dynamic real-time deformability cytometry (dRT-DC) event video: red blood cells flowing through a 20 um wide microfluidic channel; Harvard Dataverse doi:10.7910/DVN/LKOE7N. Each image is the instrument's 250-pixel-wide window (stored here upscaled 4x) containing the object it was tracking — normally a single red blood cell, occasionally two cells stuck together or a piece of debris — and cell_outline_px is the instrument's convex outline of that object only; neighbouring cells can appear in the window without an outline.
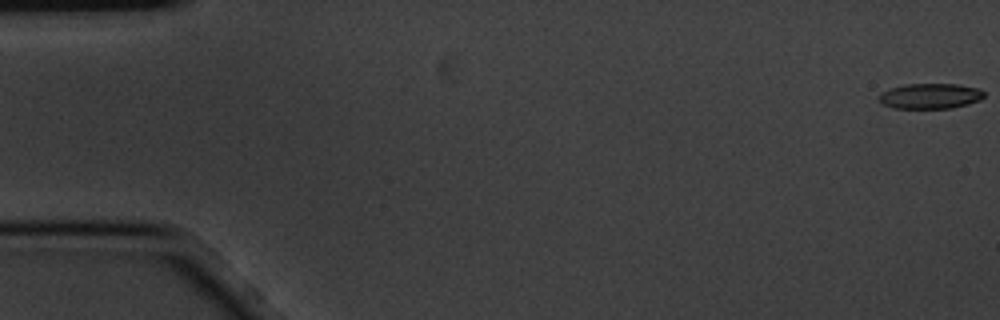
{"species": "common noctule bat (a hibernating species)", "species_latin": "Nyctalus noctula", "temperature_condition": "cold", "stored_images_in_passage": 11, "camera_frame_rate_fps": 3000, "um_per_image_px": 0.085, "animal": {"sex": "male", "body_mass_g": 20.1, "forearm_length_mm": 53.5}, "frame": {"image": 1, "passage_image": 1, "time_ms": 0.0, "image_size_px": [1000, 320], "cell_outline_px": [[984, 96], [980, 100], [968, 104], [952, 108], [892, 108], [880, 104], [876, 100], [880, 92], [888, 88], [904, 84], [956, 84], [980, 88], [984, 92]], "centroid_in_image_um": [79.0, 8.16], "position_along_channel_um": 6.0, "area_um2": 15.9}}
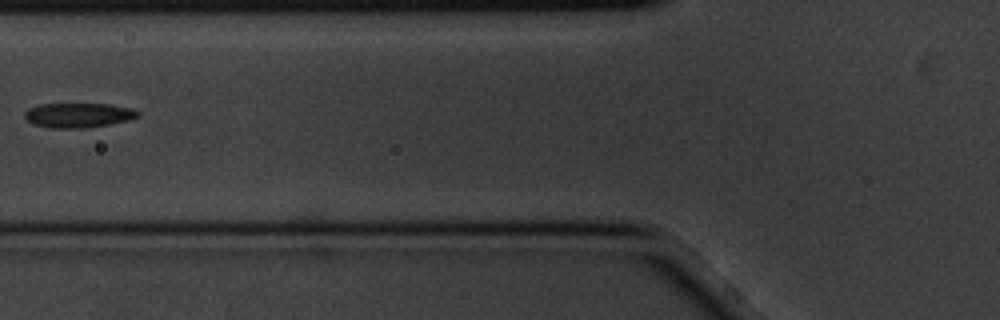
{"frame": {"image": 2, "passage_image": 6, "time_ms": 1.667, "image_size_px": [1000, 320], "cell_outline_px": [[140, 116], [128, 120], [108, 124], [84, 128], [48, 128], [32, 124], [24, 116], [24, 112], [28, 108], [40, 104], [112, 104], [132, 108], [140, 112]], "centroid_in_image_um": [6.65, 9.79], "position_along_channel_um": 119.1, "area_um2": 16.36}}
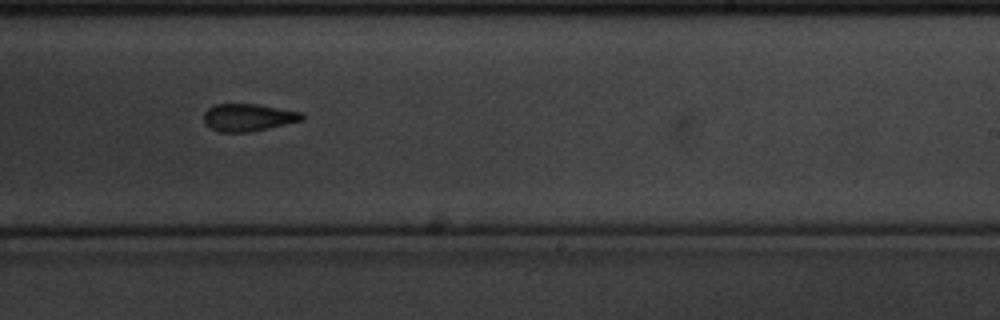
{"frame": {"image": 3, "passage_image": 10, "time_ms": 3.0, "image_size_px": [1000, 320], "cell_outline_px": [[304, 120], [268, 128], [248, 132], [220, 132], [204, 124], [204, 112], [208, 108], [216, 104], [260, 104], [304, 112]], "centroid_in_image_um": [21.13, 9.97], "position_along_channel_um": 267.9, "area_um2": 15.84}}